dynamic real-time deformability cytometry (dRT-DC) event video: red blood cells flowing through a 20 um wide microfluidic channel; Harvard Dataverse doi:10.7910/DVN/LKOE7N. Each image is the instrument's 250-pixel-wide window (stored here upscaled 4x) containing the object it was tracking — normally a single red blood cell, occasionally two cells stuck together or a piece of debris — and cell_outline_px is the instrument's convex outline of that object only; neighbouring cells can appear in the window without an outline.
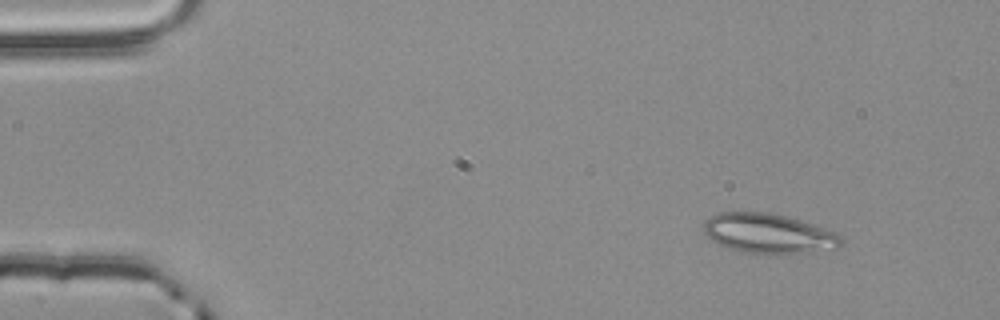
{"species": "common noctule bat (a hibernating species)", "species_latin": "Nyctalus noctula", "temperature_condition": "room temperature", "stored_images_in_passage": 3, "camera_frame_rate_fps": 3000, "um_per_image_px": 0.085, "animal": {"sex": "male", "body_mass_g": 20.4}, "frame": {"image": 1, "passage_image": 1, "time_ms": 0.0, "image_size_px": [1000, 320], "cell_outline_px": [[844, 244], [840, 248], [808, 252], [744, 252], [720, 244], [712, 240], [704, 232], [704, 220], [720, 212], [768, 212], [800, 220], [836, 232], [844, 240]], "centroid_in_image_um": [65.36, 19.82], "position_along_channel_um": 19.6, "area_um2": 31.21}}